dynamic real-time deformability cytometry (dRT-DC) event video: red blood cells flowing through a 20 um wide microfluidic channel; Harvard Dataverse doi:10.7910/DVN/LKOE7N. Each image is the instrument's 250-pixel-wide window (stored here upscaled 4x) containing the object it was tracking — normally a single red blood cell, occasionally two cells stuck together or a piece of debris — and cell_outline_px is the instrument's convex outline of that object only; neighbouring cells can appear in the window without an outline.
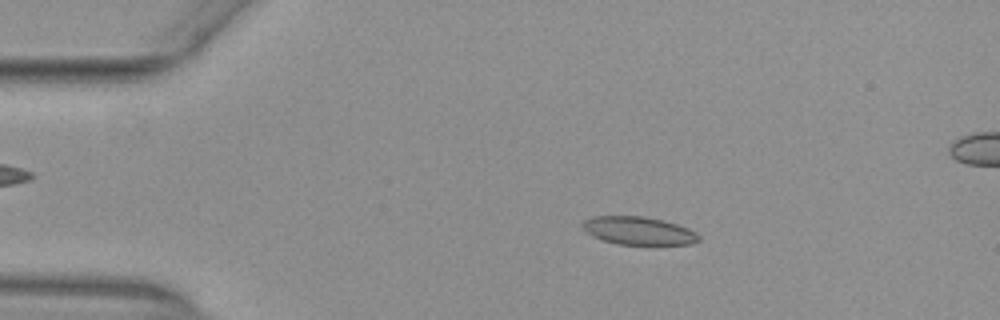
{"species": "common noctule bat (a hibernating species)", "species_latin": "Nyctalus noctula", "temperature_condition": "warm", "stored_images_in_passage": 54, "segment_of_instrument_passage": [1, 2], "camera_frame_rate_fps": 3000, "um_per_image_px": 0.085, "animal": {"sex": "female", "body_mass_g": 29.2, "forearm_length_mm": 56.3}, "frame": {"image": 1, "passage_image": 10, "time_ms": 3.0, "image_size_px": [1000, 320], "cell_outline_px": [[700, 240], [692, 244], [616, 244], [592, 236], [580, 228], [580, 224], [584, 220], [592, 216], [644, 216], [664, 220], [688, 228], [696, 232], [700, 236]], "centroid_in_image_um": [54.24, 19.6], "position_along_channel_um": 30.8, "area_um2": 19.13}}
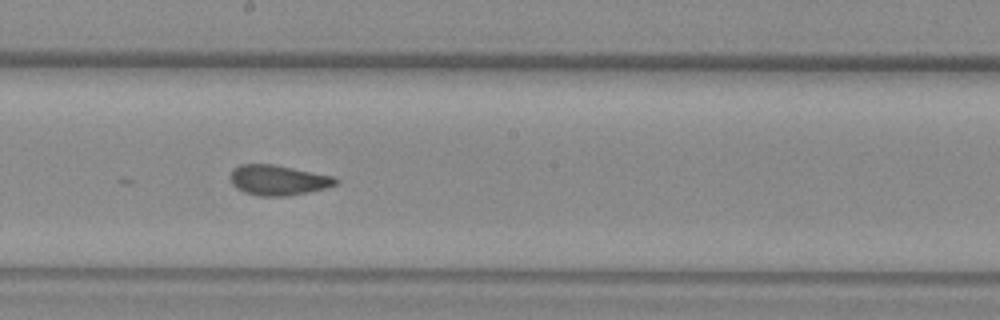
{"frame": {"image": 2, "passage_image": 29, "time_ms": 9.333, "image_size_px": [1000, 320], "cell_outline_px": [[340, 180], [336, 184], [324, 188], [308, 192], [288, 196], [260, 196], [244, 192], [236, 188], [232, 184], [228, 176], [240, 164], [272, 164], [332, 176]], "centroid_in_image_um": [23.61, 15.32], "position_along_channel_um": 224.6, "area_um2": 18.38}}
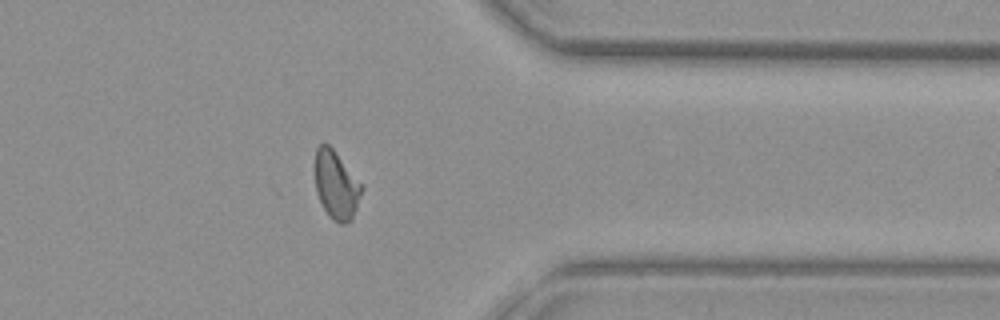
{"frame": {"image": 3, "passage_image": 42, "time_ms": 13.667, "image_size_px": [1000, 320], "cell_outline_px": [[364, 188], [352, 220], [344, 224], [340, 224], [332, 220], [328, 216], [316, 192], [316, 148], [320, 144], [328, 144], [332, 148], [364, 184]], "centroid_in_image_um": [28.62, 15.76], "position_along_channel_um": 382.8, "area_um2": 18.67}}